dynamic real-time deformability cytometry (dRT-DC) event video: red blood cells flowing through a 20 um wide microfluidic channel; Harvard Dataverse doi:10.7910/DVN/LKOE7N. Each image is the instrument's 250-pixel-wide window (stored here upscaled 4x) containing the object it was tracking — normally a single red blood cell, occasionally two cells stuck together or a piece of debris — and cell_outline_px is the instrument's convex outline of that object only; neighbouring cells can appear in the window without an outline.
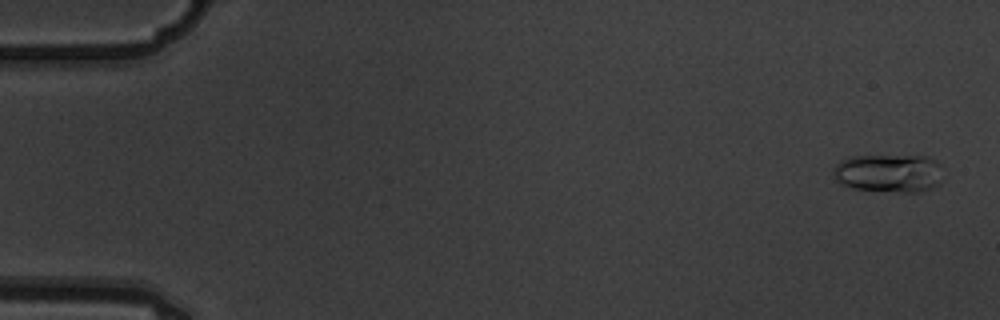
{"species": "common noctule bat (a hibernating species)", "species_latin": "Nyctalus noctula", "temperature_condition": "warm", "stored_images_in_passage": 5, "camera_frame_rate_fps": 3000, "um_per_image_px": 0.085, "animal": {"sex": "male", "body_mass_g": 19.5, "forearm_length_mm": 54.6}, "frame": {"image": 1, "passage_image": 1, "time_ms": 0.0, "image_size_px": [1000, 320], "cell_outline_px": [[940, 184], [932, 188], [920, 192], [904, 192], [852, 188], [840, 184], [832, 176], [832, 168], [840, 160], [848, 156], [928, 156], [936, 160], [940, 164]], "centroid_in_image_um": [75.51, 14.71], "position_along_channel_um": 9.5, "area_um2": 24.74}}